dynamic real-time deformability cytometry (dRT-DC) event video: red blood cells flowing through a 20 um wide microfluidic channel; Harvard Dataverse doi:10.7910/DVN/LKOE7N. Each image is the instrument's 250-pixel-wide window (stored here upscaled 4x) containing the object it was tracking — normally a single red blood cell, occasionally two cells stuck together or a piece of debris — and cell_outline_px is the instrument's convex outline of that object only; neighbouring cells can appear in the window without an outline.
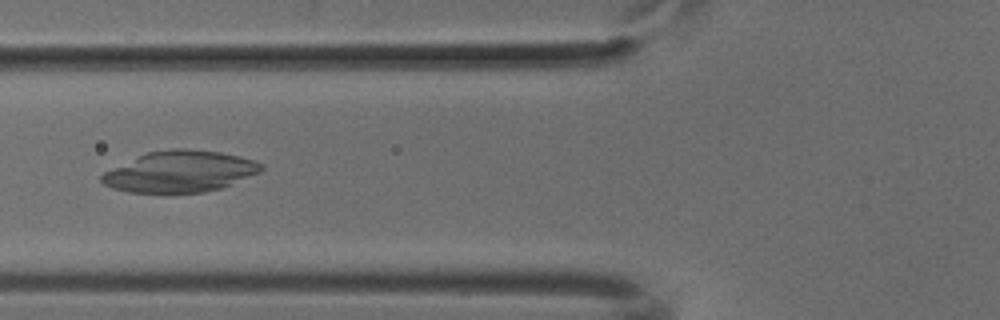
{"species": "common noctule bat (a hibernating species)", "species_latin": "Nyctalus noctula", "temperature_condition": "cold", "stored_images_in_passage": 40, "camera_frame_rate_fps": 3000, "um_per_image_px": 0.085, "animal": {"sex": "male", "body_mass_g": 18.8}, "frame": {"image": 1, "passage_image": 9, "time_ms": 2.667, "image_size_px": [1000, 320], "cell_outline_px": [[264, 168], [260, 172], [220, 188], [204, 192], [128, 192], [112, 188], [104, 184], [100, 180], [100, 176], [104, 172], [148, 152], [172, 148], [188, 148], [220, 152], [240, 156], [264, 164]], "centroid_in_image_um": [15.31, 14.57], "position_along_channel_um": 110.5, "area_um2": 37.97}}
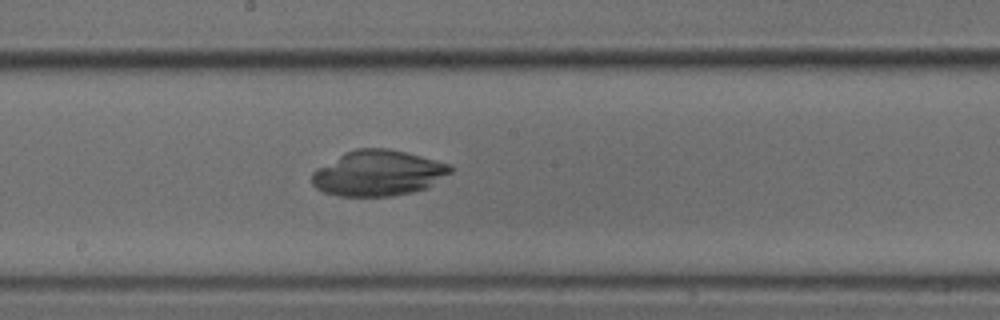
{"frame": {"image": 2, "passage_image": 17, "time_ms": 5.333, "image_size_px": [1000, 320], "cell_outline_px": [[452, 172], [428, 188], [412, 192], [392, 196], [340, 196], [324, 192], [316, 188], [312, 184], [312, 172], [316, 168], [344, 152], [356, 148], [388, 148], [452, 164]], "centroid_in_image_um": [32.14, 14.71], "position_along_channel_um": 216.1, "area_um2": 36.99}}
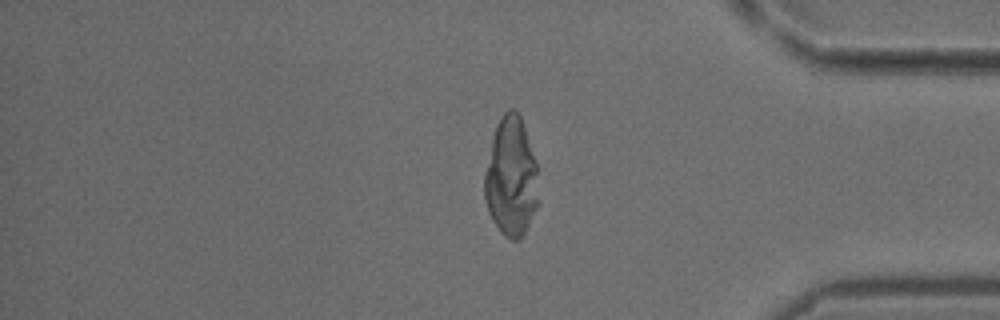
{"frame": {"image": 3, "passage_image": 32, "time_ms": 10.333, "image_size_px": [1000, 320], "cell_outline_px": [[540, 204], [524, 232], [516, 240], [512, 240], [504, 236], [500, 232], [492, 220], [488, 212], [484, 196], [484, 172], [496, 124], [500, 116], [508, 108], [516, 108], [520, 116], [536, 160]], "centroid_in_image_um": [43.45, 15.05], "position_along_channel_um": 391.7, "area_um2": 38.03}}